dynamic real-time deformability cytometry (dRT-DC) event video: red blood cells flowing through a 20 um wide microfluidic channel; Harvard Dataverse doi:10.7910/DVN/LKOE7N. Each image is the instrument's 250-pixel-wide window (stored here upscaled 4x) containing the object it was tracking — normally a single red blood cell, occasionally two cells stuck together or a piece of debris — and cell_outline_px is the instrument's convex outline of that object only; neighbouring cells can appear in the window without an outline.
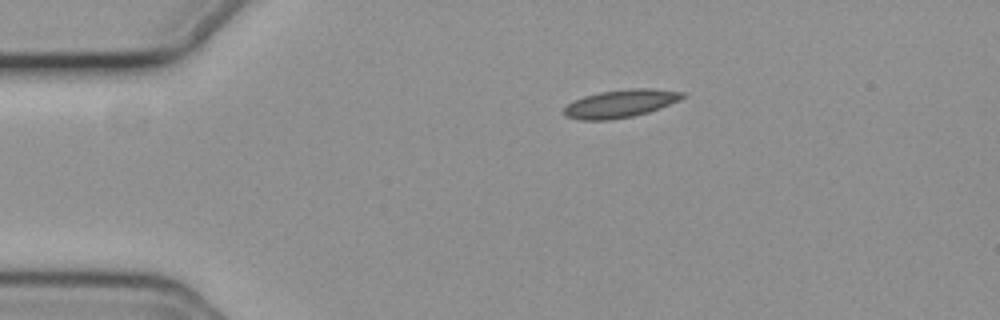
{"species": "common noctule bat (a hibernating species)", "species_latin": "Nyctalus noctula", "temperature_condition": "cold", "stored_images_in_passage": 46, "camera_frame_rate_fps": 3000, "um_per_image_px": 0.085, "animal": {"sex": "female", "body_mass_g": 19.3, "forearm_length_mm": 54.1}, "frame": {"image": 1, "passage_image": 1, "time_ms": 0.0, "image_size_px": [1000, 320], "cell_outline_px": [[688, 96], [648, 112], [632, 116], [608, 120], [580, 120], [568, 116], [564, 112], [564, 108], [572, 100], [584, 96], [600, 92], [628, 88], [648, 88], [688, 92]], "centroid_in_image_um": [52.76, 8.78], "position_along_channel_um": 32.2, "area_um2": 19.19}}
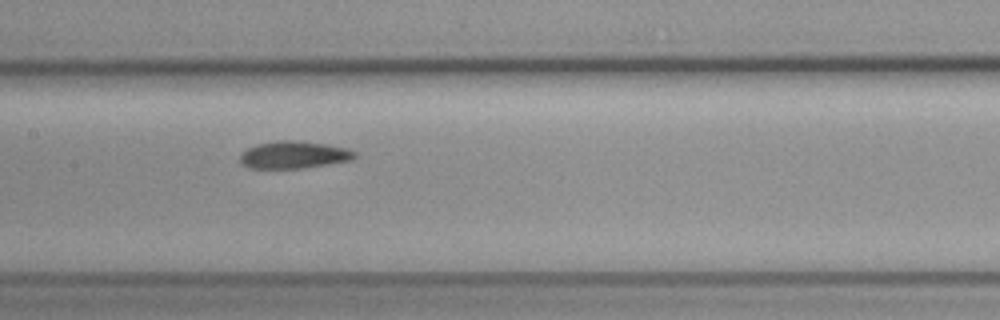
{"frame": {"image": 2, "passage_image": 17, "time_ms": 5.333, "image_size_px": [1000, 320], "cell_outline_px": [[356, 156], [352, 160], [300, 168], [248, 168], [240, 164], [240, 156], [248, 148], [256, 144], [276, 140], [292, 140], [328, 144], [348, 148], [356, 152]], "centroid_in_image_um": [24.97, 13.15], "position_along_channel_um": 182.4, "area_um2": 18.26}}
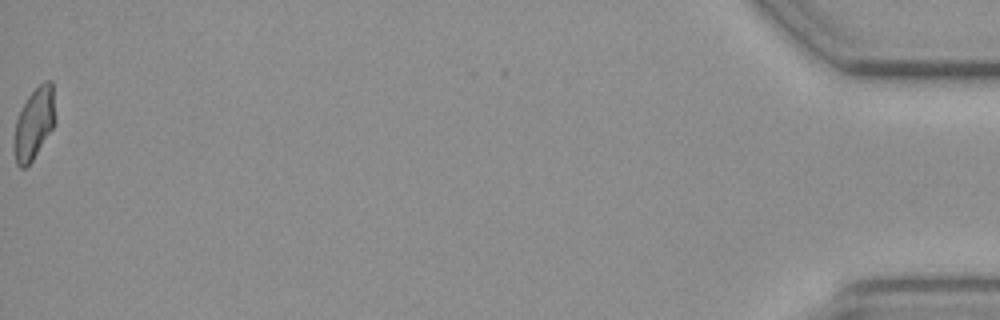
{"frame": {"image": 3, "passage_image": 46, "time_ms": 15.0, "image_size_px": [1000, 320], "cell_outline_px": [[56, 120], [52, 128], [32, 160], [24, 168], [20, 168], [16, 164], [16, 120], [28, 96], [44, 80], [52, 80], [56, 116]], "centroid_in_image_um": [2.96, 10.43], "position_along_channel_um": 432.2, "area_um2": 16.53}, "authors_computed_cell_mechanics": {"area_um2": 17.9469, "velocity_mm_per_s": 3.7063, "shape_relaxation_time_tau1_ms": 10.9873, "shape_relaxation_time_tau2_ms": 3.6453, "deformation_change_tau1": 0.1629, "deformation_change_tau2": 0.0698}}